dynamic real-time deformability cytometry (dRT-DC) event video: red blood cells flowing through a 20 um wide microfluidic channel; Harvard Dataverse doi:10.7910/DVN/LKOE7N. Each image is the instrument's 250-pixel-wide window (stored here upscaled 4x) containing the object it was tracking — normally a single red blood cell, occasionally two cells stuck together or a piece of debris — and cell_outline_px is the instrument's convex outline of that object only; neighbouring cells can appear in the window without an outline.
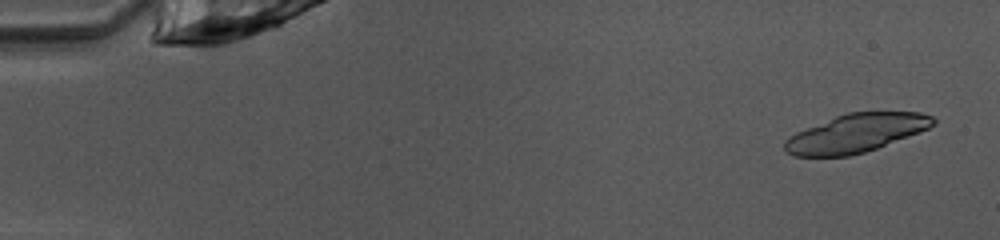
{"species": "common noctule bat (a hibernating species)", "species_latin": "Nyctalus noctula", "temperature_condition": "warm", "stored_images_in_passage": 49, "camera_frame_rate_fps": 3000, "um_per_image_px": 0.085, "animal": {"sex": "female", "body_mass_g": 10.0, "forearm_length_mm": 53.1}, "frame": {"image": 1, "passage_image": 3, "time_ms": 0.667, "image_size_px": [1000, 240], "cell_outline_px": [[936, 124], [920, 132], [876, 148], [864, 152], [848, 156], [796, 156], [788, 152], [784, 148], [784, 140], [796, 132], [836, 116], [848, 112], [920, 112], [932, 116], [936, 120]], "centroid_in_image_um": [72.78, 11.31], "position_along_channel_um": 12.2, "area_um2": 32.89}}
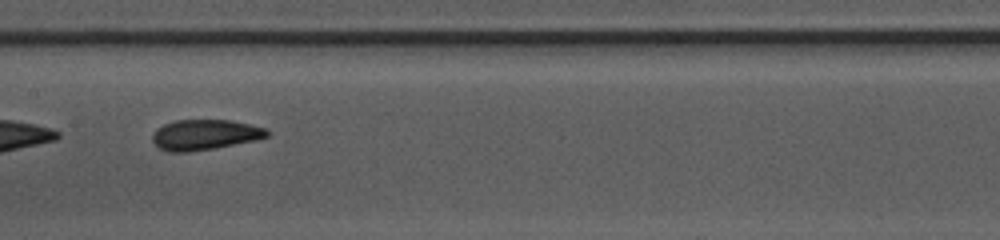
{"frame": {"image": 2, "passage_image": 26, "time_ms": 8.333, "image_size_px": [1000, 240], "cell_outline_px": [[272, 132], [268, 136], [256, 140], [216, 148], [188, 152], [168, 152], [160, 148], [152, 140], [152, 136], [156, 128], [164, 124], [176, 120], [232, 120], [268, 128]], "centroid_in_image_um": [17.45, 11.45], "position_along_channel_um": 189.9, "area_um2": 20.52}}
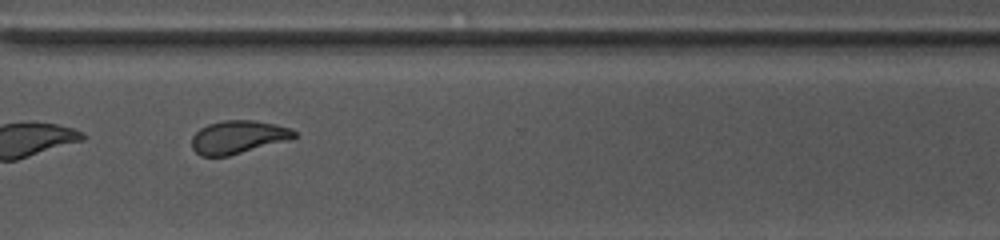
{"frame": {"image": 3, "passage_image": 38, "time_ms": 12.333, "image_size_px": [1000, 240], "cell_outline_px": [[300, 136], [292, 140], [228, 156], [200, 156], [192, 148], [192, 136], [200, 128], [208, 124], [224, 120], [252, 120], [292, 128]], "centroid_in_image_um": [20.29, 11.66], "position_along_channel_um": 350.3, "area_um2": 20.0}, "authors_computed_cell_mechanics": {"area_um2": 20.4612, "velocity_mm_per_s": 4.0258, "shape_relaxation_time_tau1_ms": null, "shape_relaxation_time_tau2_ms": 1.6261, "deformation_change_tau1": null, "deformation_change_tau2": 0.0733}}